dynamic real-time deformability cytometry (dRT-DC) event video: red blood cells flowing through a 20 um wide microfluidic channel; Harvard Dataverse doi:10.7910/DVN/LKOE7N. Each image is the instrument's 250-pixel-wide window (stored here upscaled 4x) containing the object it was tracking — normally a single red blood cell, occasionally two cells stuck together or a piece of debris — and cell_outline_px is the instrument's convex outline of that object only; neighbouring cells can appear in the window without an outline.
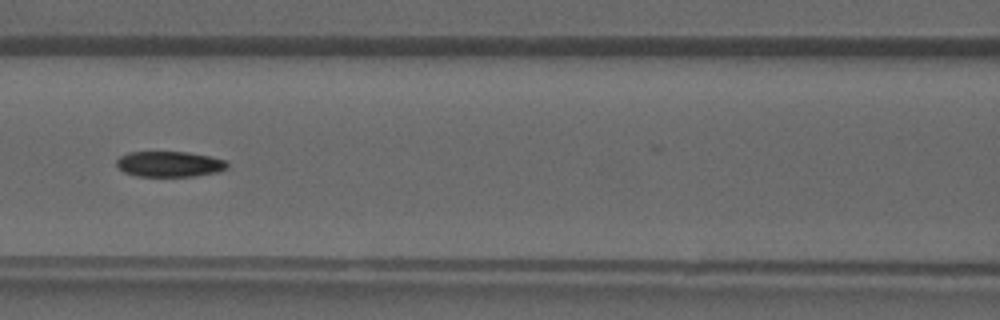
{"species": "common noctule bat (a hibernating species)", "species_latin": "Nyctalus noctula", "temperature_condition": "warm", "stored_images_in_passage": 22, "camera_frame_rate_fps": 3000, "um_per_image_px": 0.085, "animal": {"sex": "male", "forearm_length_mm": 52.5}, "frame": {"image": 1, "passage_image": 6, "time_ms": 1.667, "image_size_px": [1000, 320], "cell_outline_px": [[228, 168], [216, 172], [192, 176], [136, 176], [124, 172], [116, 164], [116, 160], [120, 156], [128, 152], [188, 152], [208, 156], [224, 160], [228, 164]], "centroid_in_image_um": [14.38, 13.94], "position_along_channel_um": 152.2, "area_um2": 16.36}}
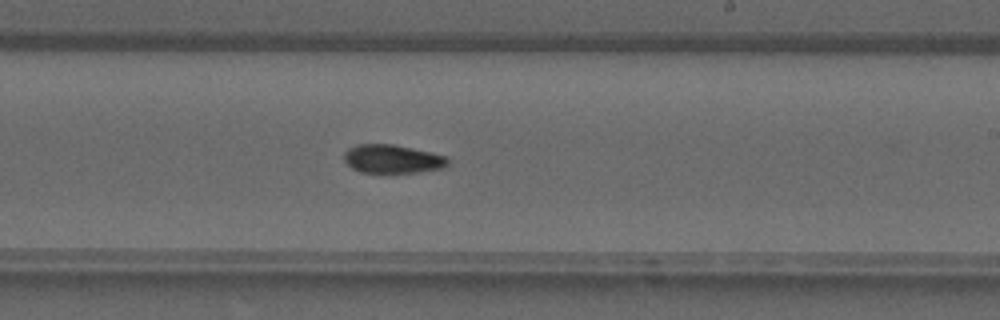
{"frame": {"image": 2, "passage_image": 12, "time_ms": 3.667, "image_size_px": [1000, 320], "cell_outline_px": [[448, 164], [444, 168], [416, 172], [360, 172], [352, 168], [344, 160], [344, 152], [348, 148], [356, 144], [392, 144], [432, 152], [448, 156]], "centroid_in_image_um": [33.36, 13.5], "position_along_channel_um": 255.6, "area_um2": 17.28}}
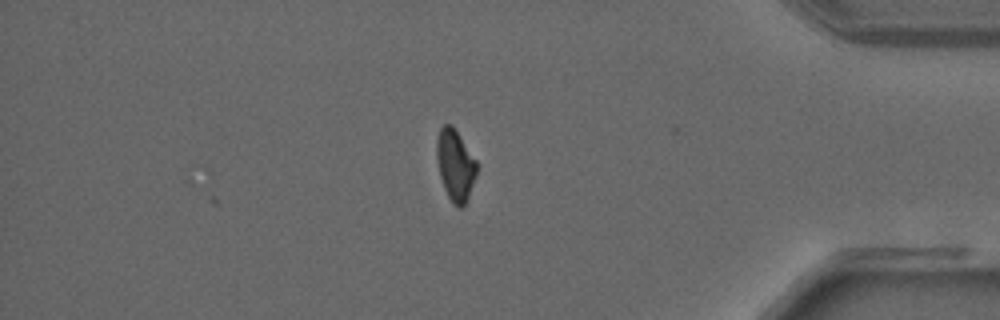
{"frame": {"image": 3, "passage_image": 22, "time_ms": 7.0, "image_size_px": [1000, 320], "cell_outline_px": [[476, 176], [468, 196], [464, 204], [460, 208], [456, 208], [452, 204], [444, 188], [440, 176], [436, 160], [436, 140], [440, 128], [444, 124], [452, 124], [476, 160]], "centroid_in_image_um": [38.67, 14.03], "position_along_channel_um": 396.5, "area_um2": 16.59}}